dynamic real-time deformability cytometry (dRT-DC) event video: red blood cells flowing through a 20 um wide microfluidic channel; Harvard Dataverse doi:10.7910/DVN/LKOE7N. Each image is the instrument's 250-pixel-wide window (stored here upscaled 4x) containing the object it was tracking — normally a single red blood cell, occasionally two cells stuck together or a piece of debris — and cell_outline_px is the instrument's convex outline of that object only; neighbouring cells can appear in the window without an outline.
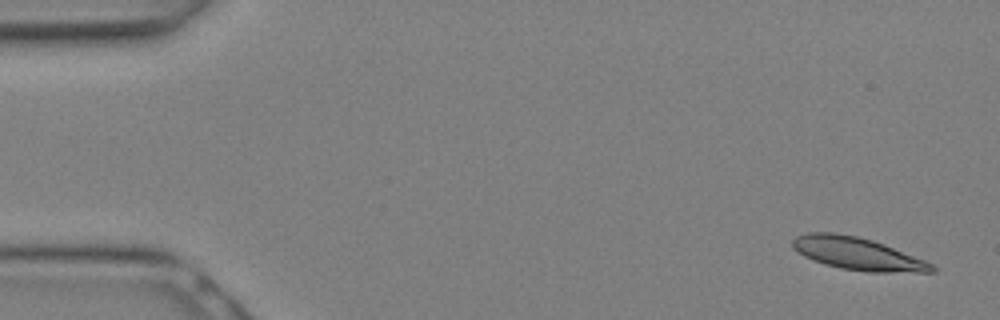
{"species": "Egyptian fruit bat (a non-hibernating species)", "species_latin": "Rousettus aegyptiacus", "temperature_condition": "warm", "stored_images_in_passage": 28, "camera_frame_rate_fps": 3000, "um_per_image_px": 0.085, "animal": {"sex": "female"}, "frame": {"image": 1, "passage_image": 1, "time_ms": 0.0, "image_size_px": [1000, 320], "cell_outline_px": [[936, 272], [868, 272], [840, 268], [824, 264], [812, 260], [804, 256], [792, 248], [792, 240], [796, 236], [808, 232], [832, 232], [856, 236], [872, 240], [884, 244], [924, 260], [932, 264], [936, 268]], "centroid_in_image_um": [72.86, 21.56], "position_along_channel_um": 12.1, "area_um2": 26.36}}
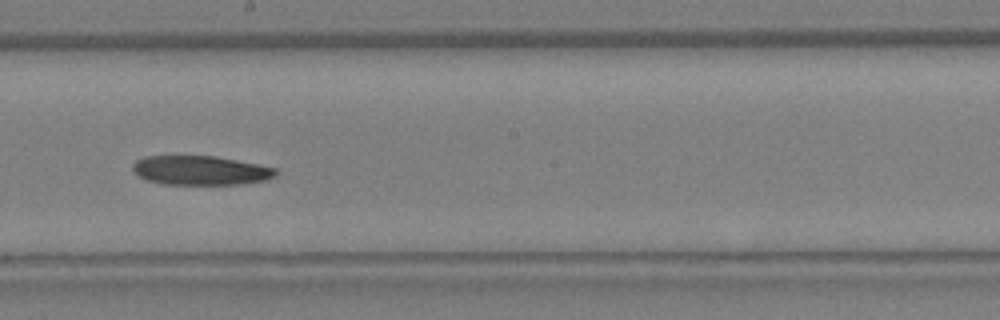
{"frame": {"image": 2, "passage_image": 15, "time_ms": 4.667, "image_size_px": [1000, 320], "cell_outline_px": [[280, 172], [276, 176], [264, 180], [240, 184], [164, 184], [148, 180], [140, 176], [132, 168], [132, 164], [136, 160], [144, 156], [216, 156], [260, 164], [276, 168]], "centroid_in_image_um": [17.09, 14.47], "position_along_channel_um": 231.1, "area_um2": 24.39}}
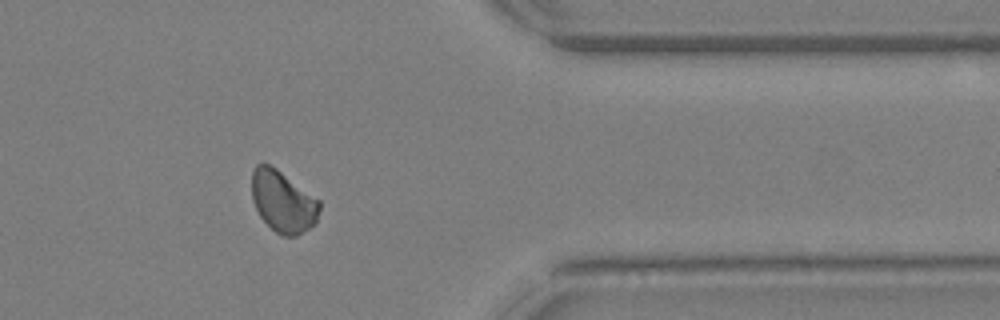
{"frame": {"image": 3, "passage_image": 22, "time_ms": 7.0, "image_size_px": [1000, 320], "cell_outline_px": [[320, 208], [316, 224], [296, 236], [284, 236], [276, 232], [260, 216], [252, 200], [252, 168], [256, 164], [268, 164], [276, 168], [320, 200]], "centroid_in_image_um": [24.06, 17.13], "position_along_channel_um": 387.3, "area_um2": 24.28}}